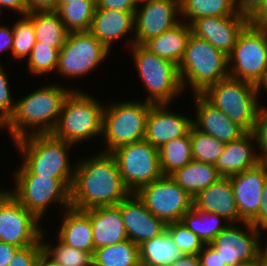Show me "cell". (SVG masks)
<instances>
[{"label": "cell", "instance_id": "obj_1", "mask_svg": "<svg viewBox=\"0 0 267 266\" xmlns=\"http://www.w3.org/2000/svg\"><path fill=\"white\" fill-rule=\"evenodd\" d=\"M79 160L75 162L70 187L71 208L88 210L118 205L131 193L123 184L118 164L111 153L98 150L97 154Z\"/></svg>", "mask_w": 267, "mask_h": 266}, {"label": "cell", "instance_id": "obj_2", "mask_svg": "<svg viewBox=\"0 0 267 266\" xmlns=\"http://www.w3.org/2000/svg\"><path fill=\"white\" fill-rule=\"evenodd\" d=\"M72 90L56 83L47 84L20 97L16 100L13 116L0 130L8 129L11 141L27 135L51 133L58 122L64 100Z\"/></svg>", "mask_w": 267, "mask_h": 266}, {"label": "cell", "instance_id": "obj_3", "mask_svg": "<svg viewBox=\"0 0 267 266\" xmlns=\"http://www.w3.org/2000/svg\"><path fill=\"white\" fill-rule=\"evenodd\" d=\"M13 142L24 160L13 175L59 178L71 187L76 165L69 160V150L74 146L72 143L51 133L27 135Z\"/></svg>", "mask_w": 267, "mask_h": 266}, {"label": "cell", "instance_id": "obj_4", "mask_svg": "<svg viewBox=\"0 0 267 266\" xmlns=\"http://www.w3.org/2000/svg\"><path fill=\"white\" fill-rule=\"evenodd\" d=\"M178 73L183 91L189 86L192 94H202L209 86L229 76L228 56L191 34L178 64Z\"/></svg>", "mask_w": 267, "mask_h": 266}, {"label": "cell", "instance_id": "obj_5", "mask_svg": "<svg viewBox=\"0 0 267 266\" xmlns=\"http://www.w3.org/2000/svg\"><path fill=\"white\" fill-rule=\"evenodd\" d=\"M105 105L92 95L74 88L64 100L58 122L51 134L73 145L102 137Z\"/></svg>", "mask_w": 267, "mask_h": 266}, {"label": "cell", "instance_id": "obj_6", "mask_svg": "<svg viewBox=\"0 0 267 266\" xmlns=\"http://www.w3.org/2000/svg\"><path fill=\"white\" fill-rule=\"evenodd\" d=\"M260 91L262 93L253 83L228 76L209 86L201 95L245 132H252L262 105L257 99Z\"/></svg>", "mask_w": 267, "mask_h": 266}, {"label": "cell", "instance_id": "obj_7", "mask_svg": "<svg viewBox=\"0 0 267 266\" xmlns=\"http://www.w3.org/2000/svg\"><path fill=\"white\" fill-rule=\"evenodd\" d=\"M152 105L145 100L105 104L101 138L105 146L101 152L111 153L122 145L144 140L146 119Z\"/></svg>", "mask_w": 267, "mask_h": 266}, {"label": "cell", "instance_id": "obj_8", "mask_svg": "<svg viewBox=\"0 0 267 266\" xmlns=\"http://www.w3.org/2000/svg\"><path fill=\"white\" fill-rule=\"evenodd\" d=\"M128 49L147 91L146 102L169 105L184 92L175 63L154 55L143 45L133 44Z\"/></svg>", "mask_w": 267, "mask_h": 266}, {"label": "cell", "instance_id": "obj_9", "mask_svg": "<svg viewBox=\"0 0 267 266\" xmlns=\"http://www.w3.org/2000/svg\"><path fill=\"white\" fill-rule=\"evenodd\" d=\"M229 77L267 87V31L249 24L228 55Z\"/></svg>", "mask_w": 267, "mask_h": 266}, {"label": "cell", "instance_id": "obj_10", "mask_svg": "<svg viewBox=\"0 0 267 266\" xmlns=\"http://www.w3.org/2000/svg\"><path fill=\"white\" fill-rule=\"evenodd\" d=\"M11 195L39 220L51 205L70 208V187L59 178L39 175H14ZM55 203V204H52ZM63 207V208H62Z\"/></svg>", "mask_w": 267, "mask_h": 266}, {"label": "cell", "instance_id": "obj_11", "mask_svg": "<svg viewBox=\"0 0 267 266\" xmlns=\"http://www.w3.org/2000/svg\"><path fill=\"white\" fill-rule=\"evenodd\" d=\"M111 154L116 159L123 184L131 193L164 176L158 149L145 139L122 145Z\"/></svg>", "mask_w": 267, "mask_h": 266}, {"label": "cell", "instance_id": "obj_12", "mask_svg": "<svg viewBox=\"0 0 267 266\" xmlns=\"http://www.w3.org/2000/svg\"><path fill=\"white\" fill-rule=\"evenodd\" d=\"M109 50L88 32H70L63 48L59 51L56 72L59 76L78 78L86 76L100 66Z\"/></svg>", "mask_w": 267, "mask_h": 266}, {"label": "cell", "instance_id": "obj_13", "mask_svg": "<svg viewBox=\"0 0 267 266\" xmlns=\"http://www.w3.org/2000/svg\"><path fill=\"white\" fill-rule=\"evenodd\" d=\"M135 194L165 224L180 221L193 207V198L170 176L140 187Z\"/></svg>", "mask_w": 267, "mask_h": 266}, {"label": "cell", "instance_id": "obj_14", "mask_svg": "<svg viewBox=\"0 0 267 266\" xmlns=\"http://www.w3.org/2000/svg\"><path fill=\"white\" fill-rule=\"evenodd\" d=\"M241 224L244 228L236 224L228 225L208 244L227 266L254 262L267 248V242L264 246L260 240L262 237L260 230H257L250 222Z\"/></svg>", "mask_w": 267, "mask_h": 266}, {"label": "cell", "instance_id": "obj_15", "mask_svg": "<svg viewBox=\"0 0 267 266\" xmlns=\"http://www.w3.org/2000/svg\"><path fill=\"white\" fill-rule=\"evenodd\" d=\"M179 16L180 0H138L135 32L131 36L133 38L126 40L125 45H129V48L133 44L143 45L149 39L177 25L181 21Z\"/></svg>", "mask_w": 267, "mask_h": 266}, {"label": "cell", "instance_id": "obj_16", "mask_svg": "<svg viewBox=\"0 0 267 266\" xmlns=\"http://www.w3.org/2000/svg\"><path fill=\"white\" fill-rule=\"evenodd\" d=\"M39 219L11 194L0 204V241L19 247L36 244L42 235Z\"/></svg>", "mask_w": 267, "mask_h": 266}, {"label": "cell", "instance_id": "obj_17", "mask_svg": "<svg viewBox=\"0 0 267 266\" xmlns=\"http://www.w3.org/2000/svg\"><path fill=\"white\" fill-rule=\"evenodd\" d=\"M248 24V17L237 13L232 16L197 18L190 25L193 35L208 41L228 56Z\"/></svg>", "mask_w": 267, "mask_h": 266}, {"label": "cell", "instance_id": "obj_18", "mask_svg": "<svg viewBox=\"0 0 267 266\" xmlns=\"http://www.w3.org/2000/svg\"><path fill=\"white\" fill-rule=\"evenodd\" d=\"M234 199L244 222H250L257 214L262 192L267 181V163L229 176Z\"/></svg>", "mask_w": 267, "mask_h": 266}, {"label": "cell", "instance_id": "obj_19", "mask_svg": "<svg viewBox=\"0 0 267 266\" xmlns=\"http://www.w3.org/2000/svg\"><path fill=\"white\" fill-rule=\"evenodd\" d=\"M127 239L137 246L165 231L166 224L153 215L135 193H130L118 205Z\"/></svg>", "mask_w": 267, "mask_h": 266}, {"label": "cell", "instance_id": "obj_20", "mask_svg": "<svg viewBox=\"0 0 267 266\" xmlns=\"http://www.w3.org/2000/svg\"><path fill=\"white\" fill-rule=\"evenodd\" d=\"M170 106L153 104L146 119L145 140L157 149L173 139L186 136L193 126L190 116L172 112L167 108Z\"/></svg>", "mask_w": 267, "mask_h": 266}, {"label": "cell", "instance_id": "obj_21", "mask_svg": "<svg viewBox=\"0 0 267 266\" xmlns=\"http://www.w3.org/2000/svg\"><path fill=\"white\" fill-rule=\"evenodd\" d=\"M192 96L196 109L195 119H192V125L195 129L224 143L238 140L246 133L221 110L210 104L201 94H193Z\"/></svg>", "mask_w": 267, "mask_h": 266}, {"label": "cell", "instance_id": "obj_22", "mask_svg": "<svg viewBox=\"0 0 267 266\" xmlns=\"http://www.w3.org/2000/svg\"><path fill=\"white\" fill-rule=\"evenodd\" d=\"M193 207L223 217L230 224L244 222L234 199L229 177H221L193 198Z\"/></svg>", "mask_w": 267, "mask_h": 266}, {"label": "cell", "instance_id": "obj_23", "mask_svg": "<svg viewBox=\"0 0 267 266\" xmlns=\"http://www.w3.org/2000/svg\"><path fill=\"white\" fill-rule=\"evenodd\" d=\"M131 31L135 32V12L95 8L89 32L110 52L115 41Z\"/></svg>", "mask_w": 267, "mask_h": 266}, {"label": "cell", "instance_id": "obj_24", "mask_svg": "<svg viewBox=\"0 0 267 266\" xmlns=\"http://www.w3.org/2000/svg\"><path fill=\"white\" fill-rule=\"evenodd\" d=\"M83 211L90 217L95 249L127 239L126 229L117 205L101 206Z\"/></svg>", "mask_w": 267, "mask_h": 266}, {"label": "cell", "instance_id": "obj_25", "mask_svg": "<svg viewBox=\"0 0 267 266\" xmlns=\"http://www.w3.org/2000/svg\"><path fill=\"white\" fill-rule=\"evenodd\" d=\"M254 140L253 133L246 132L238 140L225 144L223 154L214 165L222 177L241 173L260 163L258 151L255 150L256 146L253 144Z\"/></svg>", "mask_w": 267, "mask_h": 266}, {"label": "cell", "instance_id": "obj_26", "mask_svg": "<svg viewBox=\"0 0 267 266\" xmlns=\"http://www.w3.org/2000/svg\"><path fill=\"white\" fill-rule=\"evenodd\" d=\"M62 216L56 237L64 244L86 251L93 256L95 246L90 217L83 210L71 207L65 209Z\"/></svg>", "mask_w": 267, "mask_h": 266}, {"label": "cell", "instance_id": "obj_27", "mask_svg": "<svg viewBox=\"0 0 267 266\" xmlns=\"http://www.w3.org/2000/svg\"><path fill=\"white\" fill-rule=\"evenodd\" d=\"M191 34V25L181 20L171 29L146 41L143 46L154 55L169 60L178 66L184 56Z\"/></svg>", "mask_w": 267, "mask_h": 266}, {"label": "cell", "instance_id": "obj_28", "mask_svg": "<svg viewBox=\"0 0 267 266\" xmlns=\"http://www.w3.org/2000/svg\"><path fill=\"white\" fill-rule=\"evenodd\" d=\"M170 177L194 198L222 176L214 165L192 160L189 164L177 169Z\"/></svg>", "mask_w": 267, "mask_h": 266}, {"label": "cell", "instance_id": "obj_29", "mask_svg": "<svg viewBox=\"0 0 267 266\" xmlns=\"http://www.w3.org/2000/svg\"><path fill=\"white\" fill-rule=\"evenodd\" d=\"M26 15L33 22L36 41L58 51L63 48L70 32L56 10L34 11Z\"/></svg>", "mask_w": 267, "mask_h": 266}, {"label": "cell", "instance_id": "obj_30", "mask_svg": "<svg viewBox=\"0 0 267 266\" xmlns=\"http://www.w3.org/2000/svg\"><path fill=\"white\" fill-rule=\"evenodd\" d=\"M182 256L166 230L139 245L141 266H169Z\"/></svg>", "mask_w": 267, "mask_h": 266}, {"label": "cell", "instance_id": "obj_31", "mask_svg": "<svg viewBox=\"0 0 267 266\" xmlns=\"http://www.w3.org/2000/svg\"><path fill=\"white\" fill-rule=\"evenodd\" d=\"M92 257L93 266H141L139 246L129 239L96 248Z\"/></svg>", "mask_w": 267, "mask_h": 266}, {"label": "cell", "instance_id": "obj_32", "mask_svg": "<svg viewBox=\"0 0 267 266\" xmlns=\"http://www.w3.org/2000/svg\"><path fill=\"white\" fill-rule=\"evenodd\" d=\"M180 221L186 228L196 234L204 244L211 243L221 230L230 225L220 215L198 210L194 207L186 212Z\"/></svg>", "mask_w": 267, "mask_h": 266}, {"label": "cell", "instance_id": "obj_33", "mask_svg": "<svg viewBox=\"0 0 267 266\" xmlns=\"http://www.w3.org/2000/svg\"><path fill=\"white\" fill-rule=\"evenodd\" d=\"M237 13L233 0H180V17L188 24L197 18L232 16Z\"/></svg>", "mask_w": 267, "mask_h": 266}, {"label": "cell", "instance_id": "obj_34", "mask_svg": "<svg viewBox=\"0 0 267 266\" xmlns=\"http://www.w3.org/2000/svg\"><path fill=\"white\" fill-rule=\"evenodd\" d=\"M160 167L164 176H170L177 169L193 160L190 131L186 136L173 139L158 148Z\"/></svg>", "mask_w": 267, "mask_h": 266}, {"label": "cell", "instance_id": "obj_35", "mask_svg": "<svg viewBox=\"0 0 267 266\" xmlns=\"http://www.w3.org/2000/svg\"><path fill=\"white\" fill-rule=\"evenodd\" d=\"M95 10V0H75L58 10L69 32H88Z\"/></svg>", "mask_w": 267, "mask_h": 266}, {"label": "cell", "instance_id": "obj_36", "mask_svg": "<svg viewBox=\"0 0 267 266\" xmlns=\"http://www.w3.org/2000/svg\"><path fill=\"white\" fill-rule=\"evenodd\" d=\"M44 229L41 235V242L43 245V252L55 263L61 266H93V257L90 253L70 247L58 238L57 244L44 241Z\"/></svg>", "mask_w": 267, "mask_h": 266}, {"label": "cell", "instance_id": "obj_37", "mask_svg": "<svg viewBox=\"0 0 267 266\" xmlns=\"http://www.w3.org/2000/svg\"><path fill=\"white\" fill-rule=\"evenodd\" d=\"M190 141L193 160L215 165L223 154L225 144L216 138L201 133L193 126L190 128Z\"/></svg>", "mask_w": 267, "mask_h": 266}, {"label": "cell", "instance_id": "obj_38", "mask_svg": "<svg viewBox=\"0 0 267 266\" xmlns=\"http://www.w3.org/2000/svg\"><path fill=\"white\" fill-rule=\"evenodd\" d=\"M13 33L12 57L18 61L27 59L36 43L32 20L27 15H22V18L13 24Z\"/></svg>", "mask_w": 267, "mask_h": 266}, {"label": "cell", "instance_id": "obj_39", "mask_svg": "<svg viewBox=\"0 0 267 266\" xmlns=\"http://www.w3.org/2000/svg\"><path fill=\"white\" fill-rule=\"evenodd\" d=\"M59 51L56 48L49 47L39 41L34 44L30 56L27 60L28 71L30 75L39 76L51 71H56L58 65Z\"/></svg>", "mask_w": 267, "mask_h": 266}, {"label": "cell", "instance_id": "obj_40", "mask_svg": "<svg viewBox=\"0 0 267 266\" xmlns=\"http://www.w3.org/2000/svg\"><path fill=\"white\" fill-rule=\"evenodd\" d=\"M165 230L183 255H197L205 245L201 239L186 228L181 221L166 224Z\"/></svg>", "mask_w": 267, "mask_h": 266}, {"label": "cell", "instance_id": "obj_41", "mask_svg": "<svg viewBox=\"0 0 267 266\" xmlns=\"http://www.w3.org/2000/svg\"><path fill=\"white\" fill-rule=\"evenodd\" d=\"M7 72L0 63V129L13 116L16 108V101L12 98L11 85H9Z\"/></svg>", "mask_w": 267, "mask_h": 266}, {"label": "cell", "instance_id": "obj_42", "mask_svg": "<svg viewBox=\"0 0 267 266\" xmlns=\"http://www.w3.org/2000/svg\"><path fill=\"white\" fill-rule=\"evenodd\" d=\"M256 148L261 151L257 153L260 163H267V107L261 105L258 113L254 128L252 131ZM259 146V147H258Z\"/></svg>", "mask_w": 267, "mask_h": 266}, {"label": "cell", "instance_id": "obj_43", "mask_svg": "<svg viewBox=\"0 0 267 266\" xmlns=\"http://www.w3.org/2000/svg\"><path fill=\"white\" fill-rule=\"evenodd\" d=\"M42 253L43 245L40 239L36 244L19 248L8 266H38Z\"/></svg>", "mask_w": 267, "mask_h": 266}, {"label": "cell", "instance_id": "obj_44", "mask_svg": "<svg viewBox=\"0 0 267 266\" xmlns=\"http://www.w3.org/2000/svg\"><path fill=\"white\" fill-rule=\"evenodd\" d=\"M137 0H95V8L136 12Z\"/></svg>", "mask_w": 267, "mask_h": 266}, {"label": "cell", "instance_id": "obj_45", "mask_svg": "<svg viewBox=\"0 0 267 266\" xmlns=\"http://www.w3.org/2000/svg\"><path fill=\"white\" fill-rule=\"evenodd\" d=\"M250 223L261 232L262 230H267V181L263 188L262 201L258 209V214Z\"/></svg>", "mask_w": 267, "mask_h": 266}, {"label": "cell", "instance_id": "obj_46", "mask_svg": "<svg viewBox=\"0 0 267 266\" xmlns=\"http://www.w3.org/2000/svg\"><path fill=\"white\" fill-rule=\"evenodd\" d=\"M197 255L200 266H227L208 244H205Z\"/></svg>", "mask_w": 267, "mask_h": 266}, {"label": "cell", "instance_id": "obj_47", "mask_svg": "<svg viewBox=\"0 0 267 266\" xmlns=\"http://www.w3.org/2000/svg\"><path fill=\"white\" fill-rule=\"evenodd\" d=\"M251 27L267 31V0L248 18Z\"/></svg>", "mask_w": 267, "mask_h": 266}, {"label": "cell", "instance_id": "obj_48", "mask_svg": "<svg viewBox=\"0 0 267 266\" xmlns=\"http://www.w3.org/2000/svg\"><path fill=\"white\" fill-rule=\"evenodd\" d=\"M238 14L250 17L264 0H233Z\"/></svg>", "mask_w": 267, "mask_h": 266}, {"label": "cell", "instance_id": "obj_49", "mask_svg": "<svg viewBox=\"0 0 267 266\" xmlns=\"http://www.w3.org/2000/svg\"><path fill=\"white\" fill-rule=\"evenodd\" d=\"M14 42L13 27L0 25V52H9L12 54V46Z\"/></svg>", "mask_w": 267, "mask_h": 266}, {"label": "cell", "instance_id": "obj_50", "mask_svg": "<svg viewBox=\"0 0 267 266\" xmlns=\"http://www.w3.org/2000/svg\"><path fill=\"white\" fill-rule=\"evenodd\" d=\"M27 13L34 11H57V0H25Z\"/></svg>", "mask_w": 267, "mask_h": 266}, {"label": "cell", "instance_id": "obj_51", "mask_svg": "<svg viewBox=\"0 0 267 266\" xmlns=\"http://www.w3.org/2000/svg\"><path fill=\"white\" fill-rule=\"evenodd\" d=\"M5 9H9L10 11L13 10L21 16L27 14L25 0H0V14L2 13V10L4 11Z\"/></svg>", "mask_w": 267, "mask_h": 266}, {"label": "cell", "instance_id": "obj_52", "mask_svg": "<svg viewBox=\"0 0 267 266\" xmlns=\"http://www.w3.org/2000/svg\"><path fill=\"white\" fill-rule=\"evenodd\" d=\"M19 247L0 241V266H8Z\"/></svg>", "mask_w": 267, "mask_h": 266}, {"label": "cell", "instance_id": "obj_53", "mask_svg": "<svg viewBox=\"0 0 267 266\" xmlns=\"http://www.w3.org/2000/svg\"><path fill=\"white\" fill-rule=\"evenodd\" d=\"M169 266H200L198 255H183Z\"/></svg>", "mask_w": 267, "mask_h": 266}, {"label": "cell", "instance_id": "obj_54", "mask_svg": "<svg viewBox=\"0 0 267 266\" xmlns=\"http://www.w3.org/2000/svg\"><path fill=\"white\" fill-rule=\"evenodd\" d=\"M38 266H61L58 263H55L53 260H51L44 252L41 254Z\"/></svg>", "mask_w": 267, "mask_h": 266}, {"label": "cell", "instance_id": "obj_55", "mask_svg": "<svg viewBox=\"0 0 267 266\" xmlns=\"http://www.w3.org/2000/svg\"><path fill=\"white\" fill-rule=\"evenodd\" d=\"M254 266H267V248L254 261Z\"/></svg>", "mask_w": 267, "mask_h": 266}, {"label": "cell", "instance_id": "obj_56", "mask_svg": "<svg viewBox=\"0 0 267 266\" xmlns=\"http://www.w3.org/2000/svg\"><path fill=\"white\" fill-rule=\"evenodd\" d=\"M10 190L0 189V204L10 195Z\"/></svg>", "mask_w": 267, "mask_h": 266}, {"label": "cell", "instance_id": "obj_57", "mask_svg": "<svg viewBox=\"0 0 267 266\" xmlns=\"http://www.w3.org/2000/svg\"><path fill=\"white\" fill-rule=\"evenodd\" d=\"M75 0H57V10L62 6L71 3Z\"/></svg>", "mask_w": 267, "mask_h": 266}, {"label": "cell", "instance_id": "obj_58", "mask_svg": "<svg viewBox=\"0 0 267 266\" xmlns=\"http://www.w3.org/2000/svg\"><path fill=\"white\" fill-rule=\"evenodd\" d=\"M235 266H254V262H244V263H239Z\"/></svg>", "mask_w": 267, "mask_h": 266}]
</instances>
